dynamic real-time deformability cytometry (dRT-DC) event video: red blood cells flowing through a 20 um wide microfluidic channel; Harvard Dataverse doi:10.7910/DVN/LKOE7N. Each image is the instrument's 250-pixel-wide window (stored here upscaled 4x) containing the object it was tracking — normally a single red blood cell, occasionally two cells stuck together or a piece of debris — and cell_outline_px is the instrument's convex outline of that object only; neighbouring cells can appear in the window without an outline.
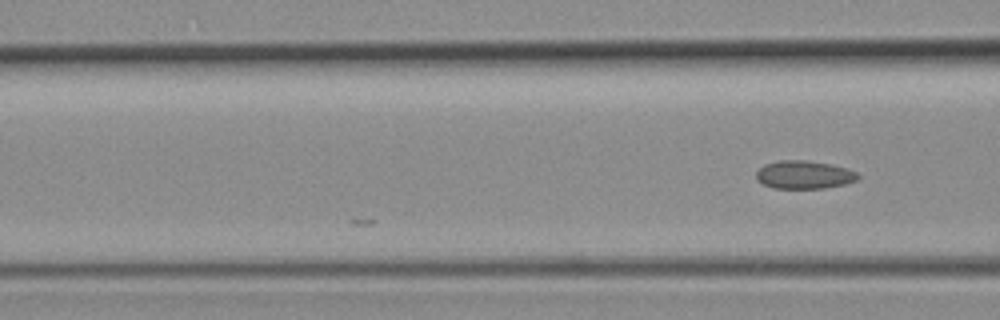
{"species": "common noctule bat (a hibernating species)", "species_latin": "Nyctalus noctula", "temperature_condition": "room temperature", "stored_images_in_passage": 5, "camera_frame_rate_fps": 3000, "um_per_image_px": 0.085, "animal": {"sex": "female", "body_mass_g": 19.3, "forearm_length_mm": 54.1}, "frame": {"image": 1, "passage_image": 5, "time_ms": 1.333, "image_size_px": [1000, 320], "cell_outline_px": [[860, 176], [856, 180], [844, 184], [824, 188], [772, 188], [756, 180], [756, 172], [764, 164], [780, 160], [804, 160], [828, 164], [848, 168], [856, 172]], "centroid_in_image_um": [68.33, 14.85], "position_along_channel_um": 98.3, "area_um2": 16.59}}